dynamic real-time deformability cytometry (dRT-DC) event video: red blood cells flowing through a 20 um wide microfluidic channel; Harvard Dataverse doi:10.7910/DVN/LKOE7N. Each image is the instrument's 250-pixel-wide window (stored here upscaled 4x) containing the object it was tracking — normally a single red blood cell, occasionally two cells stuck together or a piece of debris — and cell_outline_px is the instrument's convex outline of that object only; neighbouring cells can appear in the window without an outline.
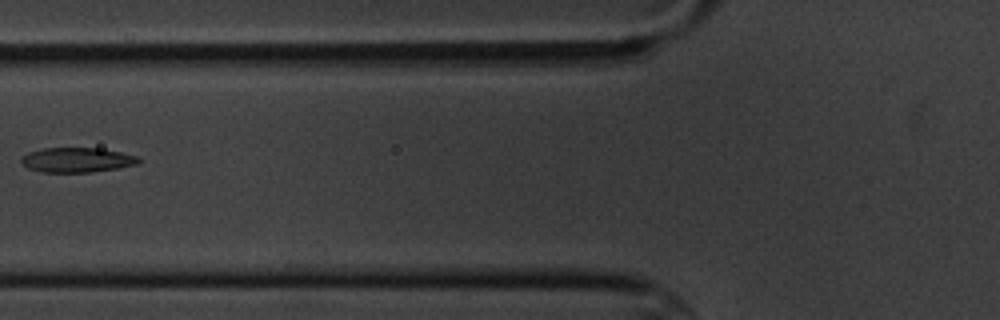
{"species": "common noctule bat (a hibernating species)", "species_latin": "Nyctalus noctula", "temperature_condition": "cold", "stored_images_in_passage": 4, "camera_frame_rate_fps": 3000, "um_per_image_px": 0.085, "animal": {"sex": "male", "body_mass_g": 20.1, "forearm_length_mm": 53.5}, "frame": {"image": 1, "passage_image": 4, "time_ms": 3.333, "image_size_px": [1000, 320], "cell_outline_px": [[140, 160], [136, 164], [116, 168], [92, 172], [40, 172], [28, 168], [20, 160], [28, 152], [44, 148], [100, 148], [140, 156]], "centroid_in_image_um": [6.55, 13.59], "position_along_channel_um": 119.3, "area_um2": 16.82}}